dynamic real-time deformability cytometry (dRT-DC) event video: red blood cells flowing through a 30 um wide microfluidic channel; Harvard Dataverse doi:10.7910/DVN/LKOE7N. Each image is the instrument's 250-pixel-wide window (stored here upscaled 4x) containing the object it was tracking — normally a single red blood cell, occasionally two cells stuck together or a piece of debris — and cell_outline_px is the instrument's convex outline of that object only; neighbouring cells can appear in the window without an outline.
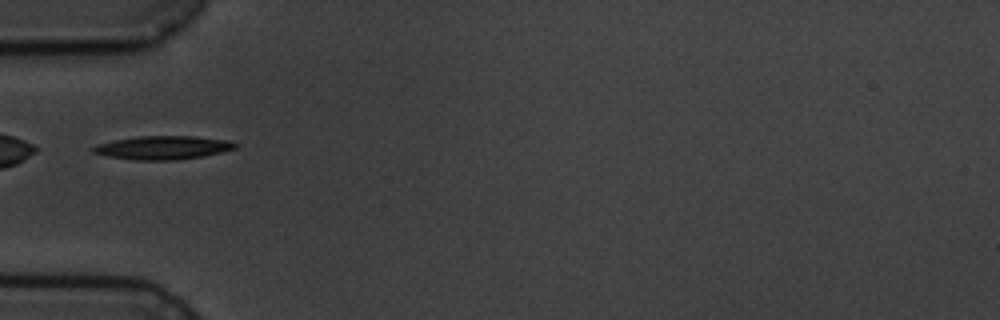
{"species": "common noctule bat (a hibernating species)", "species_latin": "Nyctalus noctula", "temperature_condition": "cold", "stored_images_in_passage": 13, "camera_frame_rate_fps": 3000, "um_per_image_px": 0.085, "animal": {"sex": "male", "body_mass_g": 19.5, "forearm_length_mm": 54.6}, "frame": {"image": 1, "passage_image": 3, "time_ms": 3.333, "image_size_px": [1000, 320], "cell_outline_px": [[236, 148], [204, 156], [176, 160], [136, 160], [108, 156], [92, 152], [92, 148], [96, 144], [112, 140], [136, 136], [192, 136], [228, 140], [236, 144]], "centroid_in_image_um": [13.81, 12.54], "position_along_channel_um": 71.2, "area_um2": 19.42}}
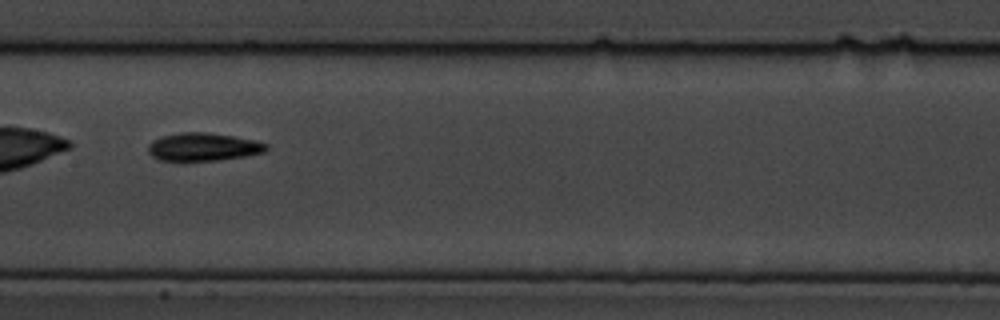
{"frame": {"image": 2, "passage_image": 6, "time_ms": 6.667, "image_size_px": [1000, 320], "cell_outline_px": [[268, 148], [264, 152], [244, 156], [216, 160], [160, 160], [152, 156], [148, 152], [148, 144], [152, 140], [160, 136], [180, 132], [208, 132], [256, 140], [268, 144]], "centroid_in_image_um": [17.25, 12.47], "position_along_channel_um": 190.1, "area_um2": 19.25}}
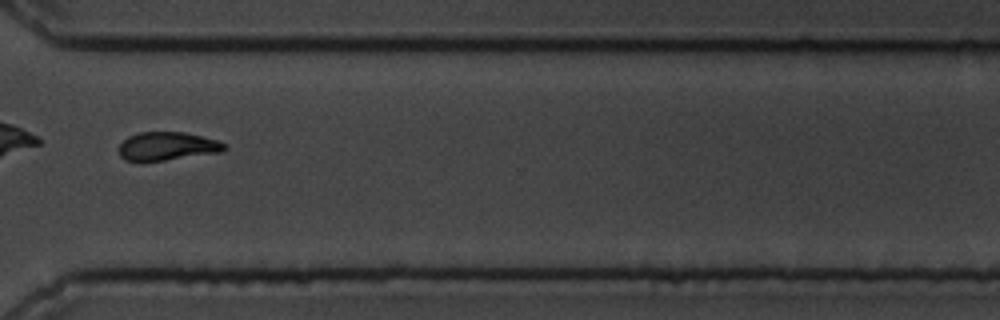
{"frame": {"image": 3, "passage_image": 10, "time_ms": 11.333, "image_size_px": [1000, 320], "cell_outline_px": [[228, 148], [220, 152], [140, 164], [124, 160], [120, 156], [120, 144], [128, 136], [140, 132], [184, 132], [216, 140], [228, 144]], "centroid_in_image_um": [14.18, 12.46], "position_along_channel_um": 356.4, "area_um2": 17.86}, "authors_computed_cell_mechanics": {"area_um2": 18.0914, "velocity_mm_per_s": 3.5749, "shape_relaxation_time_tau1_ms": 2.582, "shape_relaxation_time_tau2_ms": 5.0844, "deformation_change_tau1": 0.1111, "deformation_change_tau2": 0.1278}}